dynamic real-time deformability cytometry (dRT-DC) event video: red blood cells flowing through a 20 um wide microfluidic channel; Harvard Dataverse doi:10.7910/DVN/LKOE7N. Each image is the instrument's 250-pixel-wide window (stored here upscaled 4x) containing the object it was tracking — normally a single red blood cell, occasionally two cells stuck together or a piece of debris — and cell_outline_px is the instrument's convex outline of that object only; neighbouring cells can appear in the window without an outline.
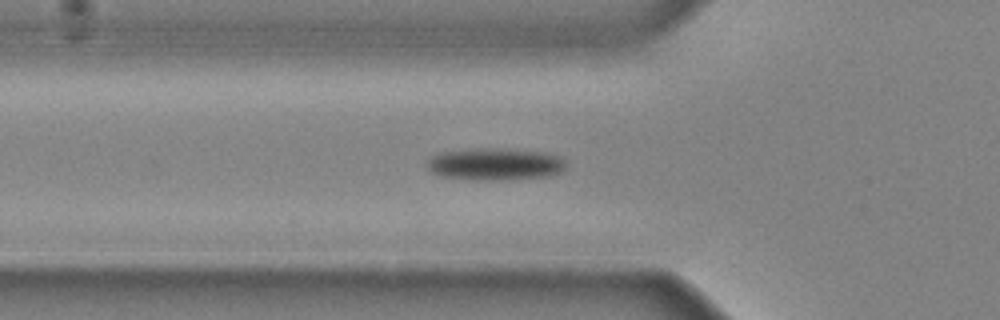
{"species": "common noctule bat (a hibernating species)", "species_latin": "Nyctalus noctula", "temperature_condition": "cold", "stored_images_in_passage": 33, "camera_frame_rate_fps": 3000, "um_per_image_px": 0.085, "animal": {"sex": "male", "body_mass_g": 20.4}, "frame": {"image": 1, "passage_image": 8, "time_ms": 2.333, "image_size_px": [1000, 320], "cell_outline_px": [[568, 164], [560, 172], [548, 176], [508, 180], [476, 180], [440, 176], [432, 172], [424, 164], [432, 156], [444, 152], [492, 148], [496, 148], [548, 152], [560, 156]], "centroid_in_image_um": [42.13, 13.96], "position_along_channel_um": 83.7, "area_um2": 26.07}}
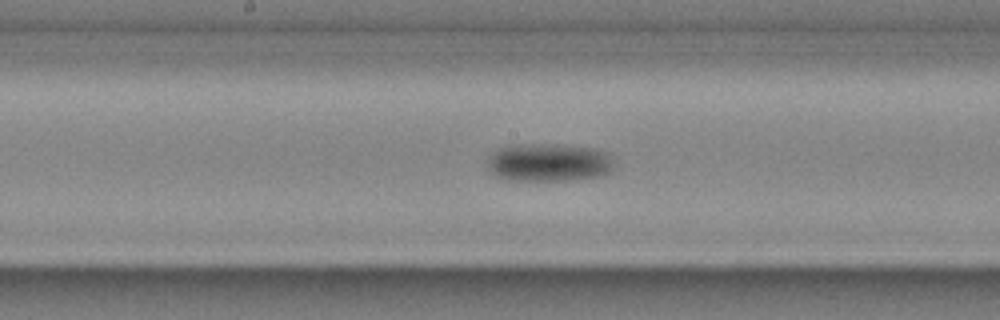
{"frame": {"image": 2, "passage_image": 16, "time_ms": 5.0, "image_size_px": [1000, 320], "cell_outline_px": [[612, 168], [608, 172], [596, 176], [568, 180], [508, 180], [496, 176], [488, 168], [488, 156], [500, 148], [508, 144], [564, 144], [596, 148], [608, 152], [612, 164]], "centroid_in_image_um": [46.61, 13.78], "position_along_channel_um": 201.6, "area_um2": 28.21}}
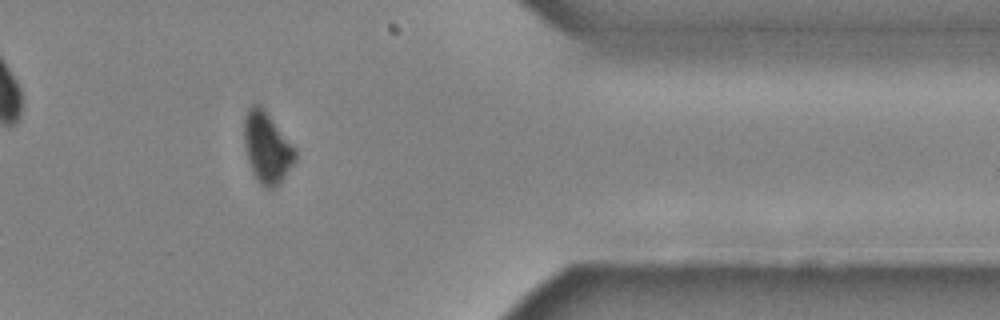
{"frame": {"image": 3, "passage_image": 30, "time_ms": 9.667, "image_size_px": [1000, 320], "cell_outline_px": [[296, 160], [280, 184], [272, 188], [264, 188], [260, 184], [252, 172], [248, 160], [244, 144], [244, 116], [248, 108], [252, 104], [260, 104], [264, 108], [296, 148]], "centroid_in_image_um": [22.7, 12.54], "position_along_channel_um": 388.7, "area_um2": 21.39}}